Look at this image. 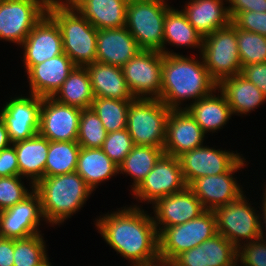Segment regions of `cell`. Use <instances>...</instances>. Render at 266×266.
I'll return each instance as SVG.
<instances>
[{
	"label": "cell",
	"mask_w": 266,
	"mask_h": 266,
	"mask_svg": "<svg viewBox=\"0 0 266 266\" xmlns=\"http://www.w3.org/2000/svg\"><path fill=\"white\" fill-rule=\"evenodd\" d=\"M14 239L0 237V266H13Z\"/></svg>",
	"instance_id": "bcb514c9"
},
{
	"label": "cell",
	"mask_w": 266,
	"mask_h": 266,
	"mask_svg": "<svg viewBox=\"0 0 266 266\" xmlns=\"http://www.w3.org/2000/svg\"><path fill=\"white\" fill-rule=\"evenodd\" d=\"M248 199L244 193L238 200L213 211L217 233L223 235L237 249L245 242L261 238L260 214Z\"/></svg>",
	"instance_id": "9c48e42d"
},
{
	"label": "cell",
	"mask_w": 266,
	"mask_h": 266,
	"mask_svg": "<svg viewBox=\"0 0 266 266\" xmlns=\"http://www.w3.org/2000/svg\"><path fill=\"white\" fill-rule=\"evenodd\" d=\"M29 95L11 97L0 110L12 144L31 138L39 131L42 97Z\"/></svg>",
	"instance_id": "9a60e30c"
},
{
	"label": "cell",
	"mask_w": 266,
	"mask_h": 266,
	"mask_svg": "<svg viewBox=\"0 0 266 266\" xmlns=\"http://www.w3.org/2000/svg\"><path fill=\"white\" fill-rule=\"evenodd\" d=\"M167 43L177 48L186 46V48H198L200 52L202 50L203 37L189 23L182 9L179 11L171 7L166 12L163 35V54H180L169 51L166 48Z\"/></svg>",
	"instance_id": "f546056e"
},
{
	"label": "cell",
	"mask_w": 266,
	"mask_h": 266,
	"mask_svg": "<svg viewBox=\"0 0 266 266\" xmlns=\"http://www.w3.org/2000/svg\"><path fill=\"white\" fill-rule=\"evenodd\" d=\"M81 110L42 98L38 133L49 141H77Z\"/></svg>",
	"instance_id": "2e32d148"
},
{
	"label": "cell",
	"mask_w": 266,
	"mask_h": 266,
	"mask_svg": "<svg viewBox=\"0 0 266 266\" xmlns=\"http://www.w3.org/2000/svg\"><path fill=\"white\" fill-rule=\"evenodd\" d=\"M199 58L164 54L159 100L169 109H185L183 102L188 99L194 103L217 90L218 83L210 76L201 55Z\"/></svg>",
	"instance_id": "7a4b0ae2"
},
{
	"label": "cell",
	"mask_w": 266,
	"mask_h": 266,
	"mask_svg": "<svg viewBox=\"0 0 266 266\" xmlns=\"http://www.w3.org/2000/svg\"><path fill=\"white\" fill-rule=\"evenodd\" d=\"M152 207L153 220L158 233L163 228L193 220L206 211L188 186L180 192L158 199Z\"/></svg>",
	"instance_id": "d6986e66"
},
{
	"label": "cell",
	"mask_w": 266,
	"mask_h": 266,
	"mask_svg": "<svg viewBox=\"0 0 266 266\" xmlns=\"http://www.w3.org/2000/svg\"><path fill=\"white\" fill-rule=\"evenodd\" d=\"M21 176L0 177V211L15 206L26 198L34 188L28 190Z\"/></svg>",
	"instance_id": "ab89813d"
},
{
	"label": "cell",
	"mask_w": 266,
	"mask_h": 266,
	"mask_svg": "<svg viewBox=\"0 0 266 266\" xmlns=\"http://www.w3.org/2000/svg\"><path fill=\"white\" fill-rule=\"evenodd\" d=\"M11 141L8 136L7 127L5 126V123L0 118V150L7 148L11 145Z\"/></svg>",
	"instance_id": "c3c4849f"
},
{
	"label": "cell",
	"mask_w": 266,
	"mask_h": 266,
	"mask_svg": "<svg viewBox=\"0 0 266 266\" xmlns=\"http://www.w3.org/2000/svg\"><path fill=\"white\" fill-rule=\"evenodd\" d=\"M52 263L49 261V257H47L39 266H53Z\"/></svg>",
	"instance_id": "816d5d0a"
},
{
	"label": "cell",
	"mask_w": 266,
	"mask_h": 266,
	"mask_svg": "<svg viewBox=\"0 0 266 266\" xmlns=\"http://www.w3.org/2000/svg\"><path fill=\"white\" fill-rule=\"evenodd\" d=\"M215 93L217 91L194 103L185 104V109L194 117L205 134L222 129L233 115L225 96L219 90L220 95Z\"/></svg>",
	"instance_id": "f1b7e54d"
},
{
	"label": "cell",
	"mask_w": 266,
	"mask_h": 266,
	"mask_svg": "<svg viewBox=\"0 0 266 266\" xmlns=\"http://www.w3.org/2000/svg\"><path fill=\"white\" fill-rule=\"evenodd\" d=\"M237 262L241 266H266V240L259 238L241 245Z\"/></svg>",
	"instance_id": "60d3db41"
},
{
	"label": "cell",
	"mask_w": 266,
	"mask_h": 266,
	"mask_svg": "<svg viewBox=\"0 0 266 266\" xmlns=\"http://www.w3.org/2000/svg\"><path fill=\"white\" fill-rule=\"evenodd\" d=\"M17 154L20 176L30 179L29 186L45 177V165L49 150V140L37 133L31 138L13 143ZM29 177V178H28Z\"/></svg>",
	"instance_id": "484cf974"
},
{
	"label": "cell",
	"mask_w": 266,
	"mask_h": 266,
	"mask_svg": "<svg viewBox=\"0 0 266 266\" xmlns=\"http://www.w3.org/2000/svg\"><path fill=\"white\" fill-rule=\"evenodd\" d=\"M216 234L215 214L209 210L184 224L163 228L158 233L159 259L172 261L180 253L202 244Z\"/></svg>",
	"instance_id": "ba28073f"
},
{
	"label": "cell",
	"mask_w": 266,
	"mask_h": 266,
	"mask_svg": "<svg viewBox=\"0 0 266 266\" xmlns=\"http://www.w3.org/2000/svg\"><path fill=\"white\" fill-rule=\"evenodd\" d=\"M26 72L34 65L56 57L63 51V41L56 22L46 13L20 45Z\"/></svg>",
	"instance_id": "ac0fdd59"
},
{
	"label": "cell",
	"mask_w": 266,
	"mask_h": 266,
	"mask_svg": "<svg viewBox=\"0 0 266 266\" xmlns=\"http://www.w3.org/2000/svg\"><path fill=\"white\" fill-rule=\"evenodd\" d=\"M119 209L95 219L104 241L122 258L129 260L130 266L159 259L158 232L152 214L135 204Z\"/></svg>",
	"instance_id": "6da1fadb"
},
{
	"label": "cell",
	"mask_w": 266,
	"mask_h": 266,
	"mask_svg": "<svg viewBox=\"0 0 266 266\" xmlns=\"http://www.w3.org/2000/svg\"><path fill=\"white\" fill-rule=\"evenodd\" d=\"M47 14L58 25L63 51L76 66L96 62L98 30L74 6H49Z\"/></svg>",
	"instance_id": "277c9868"
},
{
	"label": "cell",
	"mask_w": 266,
	"mask_h": 266,
	"mask_svg": "<svg viewBox=\"0 0 266 266\" xmlns=\"http://www.w3.org/2000/svg\"><path fill=\"white\" fill-rule=\"evenodd\" d=\"M80 149L77 141H49L45 177L76 172Z\"/></svg>",
	"instance_id": "836d02e7"
},
{
	"label": "cell",
	"mask_w": 266,
	"mask_h": 266,
	"mask_svg": "<svg viewBox=\"0 0 266 266\" xmlns=\"http://www.w3.org/2000/svg\"><path fill=\"white\" fill-rule=\"evenodd\" d=\"M226 0H190L182 11L189 23L204 38L232 22Z\"/></svg>",
	"instance_id": "cb8c5ba5"
},
{
	"label": "cell",
	"mask_w": 266,
	"mask_h": 266,
	"mask_svg": "<svg viewBox=\"0 0 266 266\" xmlns=\"http://www.w3.org/2000/svg\"><path fill=\"white\" fill-rule=\"evenodd\" d=\"M237 46L242 66L266 62V37L237 27Z\"/></svg>",
	"instance_id": "74e56055"
},
{
	"label": "cell",
	"mask_w": 266,
	"mask_h": 266,
	"mask_svg": "<svg viewBox=\"0 0 266 266\" xmlns=\"http://www.w3.org/2000/svg\"><path fill=\"white\" fill-rule=\"evenodd\" d=\"M206 134L187 109L170 110L166 123L164 154L178 157L203 145Z\"/></svg>",
	"instance_id": "ffe728a7"
},
{
	"label": "cell",
	"mask_w": 266,
	"mask_h": 266,
	"mask_svg": "<svg viewBox=\"0 0 266 266\" xmlns=\"http://www.w3.org/2000/svg\"><path fill=\"white\" fill-rule=\"evenodd\" d=\"M170 110L156 98L131 100L126 129L133 144L163 148Z\"/></svg>",
	"instance_id": "5b68a950"
},
{
	"label": "cell",
	"mask_w": 266,
	"mask_h": 266,
	"mask_svg": "<svg viewBox=\"0 0 266 266\" xmlns=\"http://www.w3.org/2000/svg\"><path fill=\"white\" fill-rule=\"evenodd\" d=\"M228 11L233 20L240 12H266V0H226Z\"/></svg>",
	"instance_id": "f6af8a7d"
},
{
	"label": "cell",
	"mask_w": 266,
	"mask_h": 266,
	"mask_svg": "<svg viewBox=\"0 0 266 266\" xmlns=\"http://www.w3.org/2000/svg\"><path fill=\"white\" fill-rule=\"evenodd\" d=\"M46 241L41 233L14 239L13 266H39L47 257Z\"/></svg>",
	"instance_id": "d590c367"
},
{
	"label": "cell",
	"mask_w": 266,
	"mask_h": 266,
	"mask_svg": "<svg viewBox=\"0 0 266 266\" xmlns=\"http://www.w3.org/2000/svg\"><path fill=\"white\" fill-rule=\"evenodd\" d=\"M100 118L92 108L82 109L77 142L82 148H102L107 136Z\"/></svg>",
	"instance_id": "8d00e7d4"
},
{
	"label": "cell",
	"mask_w": 266,
	"mask_h": 266,
	"mask_svg": "<svg viewBox=\"0 0 266 266\" xmlns=\"http://www.w3.org/2000/svg\"><path fill=\"white\" fill-rule=\"evenodd\" d=\"M75 67L65 53L32 66L26 72L29 94L42 98L53 97Z\"/></svg>",
	"instance_id": "7402d4cb"
},
{
	"label": "cell",
	"mask_w": 266,
	"mask_h": 266,
	"mask_svg": "<svg viewBox=\"0 0 266 266\" xmlns=\"http://www.w3.org/2000/svg\"><path fill=\"white\" fill-rule=\"evenodd\" d=\"M92 85L94 97L118 100H133L122 68L101 62H93L85 66Z\"/></svg>",
	"instance_id": "4316f807"
},
{
	"label": "cell",
	"mask_w": 266,
	"mask_h": 266,
	"mask_svg": "<svg viewBox=\"0 0 266 266\" xmlns=\"http://www.w3.org/2000/svg\"><path fill=\"white\" fill-rule=\"evenodd\" d=\"M164 154V149L159 147L134 145L131 152L119 165V173L129 175L133 179L131 191L153 169L156 162Z\"/></svg>",
	"instance_id": "d6a6232c"
},
{
	"label": "cell",
	"mask_w": 266,
	"mask_h": 266,
	"mask_svg": "<svg viewBox=\"0 0 266 266\" xmlns=\"http://www.w3.org/2000/svg\"><path fill=\"white\" fill-rule=\"evenodd\" d=\"M141 50L126 27L98 30L96 62L122 67Z\"/></svg>",
	"instance_id": "603a6c76"
},
{
	"label": "cell",
	"mask_w": 266,
	"mask_h": 266,
	"mask_svg": "<svg viewBox=\"0 0 266 266\" xmlns=\"http://www.w3.org/2000/svg\"><path fill=\"white\" fill-rule=\"evenodd\" d=\"M245 160L242 157L228 172L197 178L188 186L206 210L214 211L238 200L244 194L243 187L233 175L246 166Z\"/></svg>",
	"instance_id": "4fadbf2b"
},
{
	"label": "cell",
	"mask_w": 266,
	"mask_h": 266,
	"mask_svg": "<svg viewBox=\"0 0 266 266\" xmlns=\"http://www.w3.org/2000/svg\"><path fill=\"white\" fill-rule=\"evenodd\" d=\"M42 220L40 197L33 189L15 206L0 211V237L25 239L39 234Z\"/></svg>",
	"instance_id": "e0dca14e"
},
{
	"label": "cell",
	"mask_w": 266,
	"mask_h": 266,
	"mask_svg": "<svg viewBox=\"0 0 266 266\" xmlns=\"http://www.w3.org/2000/svg\"><path fill=\"white\" fill-rule=\"evenodd\" d=\"M163 57L160 51L141 50L121 67L134 98H160Z\"/></svg>",
	"instance_id": "30bf717a"
},
{
	"label": "cell",
	"mask_w": 266,
	"mask_h": 266,
	"mask_svg": "<svg viewBox=\"0 0 266 266\" xmlns=\"http://www.w3.org/2000/svg\"><path fill=\"white\" fill-rule=\"evenodd\" d=\"M52 98L64 105L91 108L95 97L86 67L76 66Z\"/></svg>",
	"instance_id": "1f68e13d"
},
{
	"label": "cell",
	"mask_w": 266,
	"mask_h": 266,
	"mask_svg": "<svg viewBox=\"0 0 266 266\" xmlns=\"http://www.w3.org/2000/svg\"><path fill=\"white\" fill-rule=\"evenodd\" d=\"M264 186H266V185H264ZM264 191H265V193H264V191H263V197L264 198H262L263 200H262V205H261V209H262V214H260V235H261V238L262 239H265L266 240V232H264L265 230H266V188L264 187V189H263ZM263 217V218H262ZM261 219H263V222H262V220ZM264 223V224H263ZM265 228H264V227ZM265 230H264V229Z\"/></svg>",
	"instance_id": "7dc6e473"
},
{
	"label": "cell",
	"mask_w": 266,
	"mask_h": 266,
	"mask_svg": "<svg viewBox=\"0 0 266 266\" xmlns=\"http://www.w3.org/2000/svg\"><path fill=\"white\" fill-rule=\"evenodd\" d=\"M131 100L95 97L91 108L100 118L107 133L126 129Z\"/></svg>",
	"instance_id": "e575fe53"
},
{
	"label": "cell",
	"mask_w": 266,
	"mask_h": 266,
	"mask_svg": "<svg viewBox=\"0 0 266 266\" xmlns=\"http://www.w3.org/2000/svg\"><path fill=\"white\" fill-rule=\"evenodd\" d=\"M242 154L201 146L178 156L184 180L189 186L197 178L228 172Z\"/></svg>",
	"instance_id": "5bb4252c"
},
{
	"label": "cell",
	"mask_w": 266,
	"mask_h": 266,
	"mask_svg": "<svg viewBox=\"0 0 266 266\" xmlns=\"http://www.w3.org/2000/svg\"><path fill=\"white\" fill-rule=\"evenodd\" d=\"M199 54L210 76L217 83L224 78L240 74L242 63L237 46V26L231 22L205 36Z\"/></svg>",
	"instance_id": "52a82bcc"
},
{
	"label": "cell",
	"mask_w": 266,
	"mask_h": 266,
	"mask_svg": "<svg viewBox=\"0 0 266 266\" xmlns=\"http://www.w3.org/2000/svg\"><path fill=\"white\" fill-rule=\"evenodd\" d=\"M186 187L178 157L163 154L148 175L132 190L131 195L140 203L146 201L154 204L158 199Z\"/></svg>",
	"instance_id": "7c38bea8"
},
{
	"label": "cell",
	"mask_w": 266,
	"mask_h": 266,
	"mask_svg": "<svg viewBox=\"0 0 266 266\" xmlns=\"http://www.w3.org/2000/svg\"><path fill=\"white\" fill-rule=\"evenodd\" d=\"M76 172L94 192L99 184L119 174V166L101 148L81 147Z\"/></svg>",
	"instance_id": "4dcf8cb0"
},
{
	"label": "cell",
	"mask_w": 266,
	"mask_h": 266,
	"mask_svg": "<svg viewBox=\"0 0 266 266\" xmlns=\"http://www.w3.org/2000/svg\"><path fill=\"white\" fill-rule=\"evenodd\" d=\"M240 75L253 83L266 96V62L242 66Z\"/></svg>",
	"instance_id": "7bdbcfd3"
},
{
	"label": "cell",
	"mask_w": 266,
	"mask_h": 266,
	"mask_svg": "<svg viewBox=\"0 0 266 266\" xmlns=\"http://www.w3.org/2000/svg\"><path fill=\"white\" fill-rule=\"evenodd\" d=\"M20 176L19 165L15 147L0 150V177Z\"/></svg>",
	"instance_id": "ee69618b"
},
{
	"label": "cell",
	"mask_w": 266,
	"mask_h": 266,
	"mask_svg": "<svg viewBox=\"0 0 266 266\" xmlns=\"http://www.w3.org/2000/svg\"><path fill=\"white\" fill-rule=\"evenodd\" d=\"M79 0H69V6H74Z\"/></svg>",
	"instance_id": "f5cc1de1"
},
{
	"label": "cell",
	"mask_w": 266,
	"mask_h": 266,
	"mask_svg": "<svg viewBox=\"0 0 266 266\" xmlns=\"http://www.w3.org/2000/svg\"><path fill=\"white\" fill-rule=\"evenodd\" d=\"M238 249L223 235L216 234L202 244L177 255L175 266H238Z\"/></svg>",
	"instance_id": "44dd1931"
},
{
	"label": "cell",
	"mask_w": 266,
	"mask_h": 266,
	"mask_svg": "<svg viewBox=\"0 0 266 266\" xmlns=\"http://www.w3.org/2000/svg\"><path fill=\"white\" fill-rule=\"evenodd\" d=\"M46 13L41 0H0V40L20 46Z\"/></svg>",
	"instance_id": "8fae6325"
},
{
	"label": "cell",
	"mask_w": 266,
	"mask_h": 266,
	"mask_svg": "<svg viewBox=\"0 0 266 266\" xmlns=\"http://www.w3.org/2000/svg\"><path fill=\"white\" fill-rule=\"evenodd\" d=\"M129 0H79L74 7L97 29L126 26Z\"/></svg>",
	"instance_id": "83f0119b"
},
{
	"label": "cell",
	"mask_w": 266,
	"mask_h": 266,
	"mask_svg": "<svg viewBox=\"0 0 266 266\" xmlns=\"http://www.w3.org/2000/svg\"><path fill=\"white\" fill-rule=\"evenodd\" d=\"M134 146L127 129L108 133L103 146V152L119 166Z\"/></svg>",
	"instance_id": "f35d334b"
},
{
	"label": "cell",
	"mask_w": 266,
	"mask_h": 266,
	"mask_svg": "<svg viewBox=\"0 0 266 266\" xmlns=\"http://www.w3.org/2000/svg\"><path fill=\"white\" fill-rule=\"evenodd\" d=\"M40 197L44 222L61 225L78 212L93 193L77 173L44 177L34 185Z\"/></svg>",
	"instance_id": "3957f363"
},
{
	"label": "cell",
	"mask_w": 266,
	"mask_h": 266,
	"mask_svg": "<svg viewBox=\"0 0 266 266\" xmlns=\"http://www.w3.org/2000/svg\"><path fill=\"white\" fill-rule=\"evenodd\" d=\"M232 22L239 29L254 32L266 37V12H240Z\"/></svg>",
	"instance_id": "b9f144b4"
},
{
	"label": "cell",
	"mask_w": 266,
	"mask_h": 266,
	"mask_svg": "<svg viewBox=\"0 0 266 266\" xmlns=\"http://www.w3.org/2000/svg\"><path fill=\"white\" fill-rule=\"evenodd\" d=\"M167 1L129 0L125 27L142 50L163 53L164 20L171 8Z\"/></svg>",
	"instance_id": "8992f818"
},
{
	"label": "cell",
	"mask_w": 266,
	"mask_h": 266,
	"mask_svg": "<svg viewBox=\"0 0 266 266\" xmlns=\"http://www.w3.org/2000/svg\"><path fill=\"white\" fill-rule=\"evenodd\" d=\"M217 90L225 96L233 115H246L266 103V96L240 74L222 79Z\"/></svg>",
	"instance_id": "d4e9b609"
},
{
	"label": "cell",
	"mask_w": 266,
	"mask_h": 266,
	"mask_svg": "<svg viewBox=\"0 0 266 266\" xmlns=\"http://www.w3.org/2000/svg\"><path fill=\"white\" fill-rule=\"evenodd\" d=\"M47 7L53 5L69 6V0H41Z\"/></svg>",
	"instance_id": "f907efd6"
},
{
	"label": "cell",
	"mask_w": 266,
	"mask_h": 266,
	"mask_svg": "<svg viewBox=\"0 0 266 266\" xmlns=\"http://www.w3.org/2000/svg\"><path fill=\"white\" fill-rule=\"evenodd\" d=\"M141 266H175L174 263L172 261H167V260H163V259H157L153 262L150 263H146L144 265Z\"/></svg>",
	"instance_id": "681fc988"
}]
</instances>
